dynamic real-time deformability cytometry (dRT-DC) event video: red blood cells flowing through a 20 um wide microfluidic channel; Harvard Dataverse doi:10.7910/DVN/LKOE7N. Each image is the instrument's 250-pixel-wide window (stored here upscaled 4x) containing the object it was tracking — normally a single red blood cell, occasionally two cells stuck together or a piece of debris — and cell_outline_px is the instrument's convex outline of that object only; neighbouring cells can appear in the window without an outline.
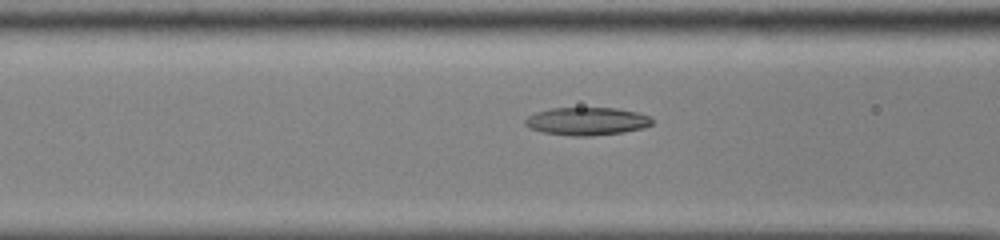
{"species": "common noctule bat (a hibernating species)", "species_latin": "Nyctalus noctula", "temperature_condition": "cold", "stored_images_in_passage": 39, "camera_frame_rate_fps": 3000, "um_per_image_px": 0.085, "animal": {"sex": "male", "body_mass_g": 13.0, "forearm_length_mm": 53.1}, "frame": {"image": 1, "passage_image": 9, "time_ms": 2.667, "image_size_px": [1000, 240], "cell_outline_px": [[652, 124], [644, 128], [624, 132], [588, 136], [572, 136], [544, 132], [528, 128], [524, 124], [524, 120], [528, 116], [536, 112], [552, 108], [616, 108], [636, 112], [652, 116]], "centroid_in_image_um": [49.89, 10.3], "position_along_channel_um": 116.7, "area_um2": 20.69}}
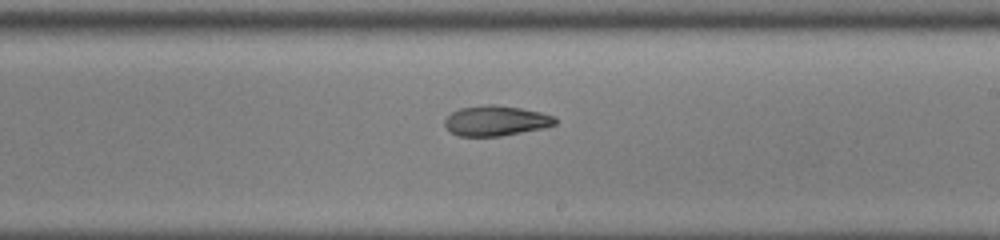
{"frame": {"image": 2, "passage_image": 19, "time_ms": 6.0, "image_size_px": [1000, 240], "cell_outline_px": [[556, 124], [544, 128], [500, 136], [460, 136], [452, 132], [444, 124], [444, 120], [452, 112], [460, 108], [488, 104], [492, 104], [520, 108], [540, 112], [556, 116]], "centroid_in_image_um": [42.17, 10.26], "position_along_channel_um": 246.8, "area_um2": 19.31}}
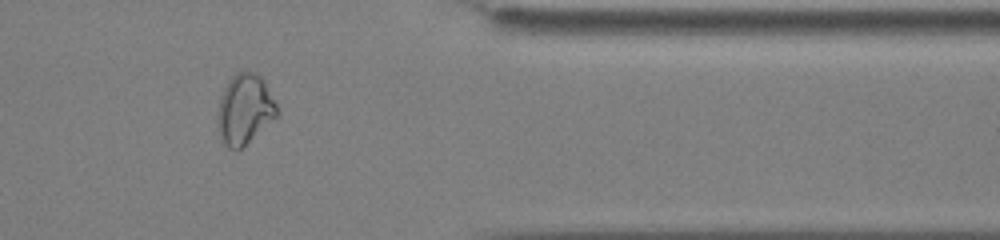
{"frame": {"image": 3, "passage_image": 31, "time_ms": 10.0, "image_size_px": [1000, 240], "cell_outline_px": [[276, 116], [240, 148], [228, 148], [224, 144], [220, 136], [216, 116], [220, 96], [228, 80], [236, 72], [256, 72], [264, 80], [276, 104]], "centroid_in_image_um": [20.75, 9.24], "position_along_channel_um": 390.7, "area_um2": 23.76}, "authors_computed_cell_mechanics": {"area_um2": 20.7502, "velocity_mm_per_s": 3.9101, "shape_relaxation_time_tau1_ms": null, "shape_relaxation_time_tau2_ms": 3.8857, "deformation_change_tau1": null, "deformation_change_tau2": 0.1013}}